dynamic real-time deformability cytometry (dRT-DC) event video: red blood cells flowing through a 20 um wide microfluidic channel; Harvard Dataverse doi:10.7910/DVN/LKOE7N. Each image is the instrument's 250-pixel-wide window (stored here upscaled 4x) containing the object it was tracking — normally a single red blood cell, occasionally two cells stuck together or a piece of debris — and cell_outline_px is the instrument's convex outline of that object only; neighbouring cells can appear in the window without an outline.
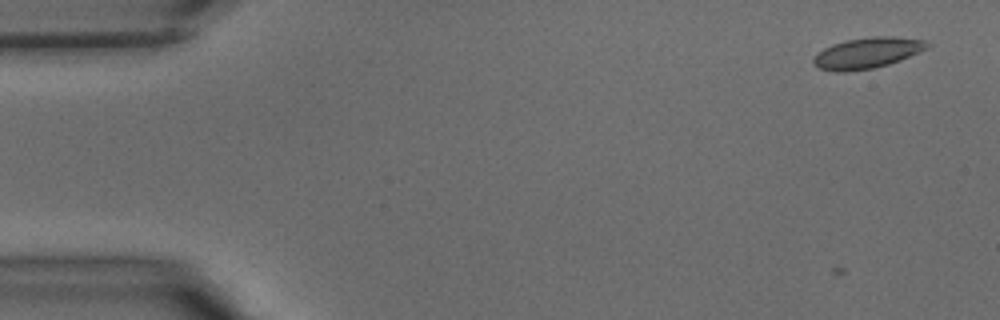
{"species": "common noctule bat (a hibernating species)", "species_latin": "Nyctalus noctula", "temperature_condition": "warm", "stored_images_in_passage": 41, "camera_frame_rate_fps": 3000, "um_per_image_px": 0.085, "animal": {"sex": "male", "body_mass_g": 15.6}, "frame": {"image": 1, "passage_image": 2, "time_ms": 0.333, "image_size_px": [1000, 320], "cell_outline_px": [[932, 44], [928, 48], [920, 52], [900, 60], [888, 64], [872, 68], [844, 72], [836, 72], [820, 68], [812, 64], [812, 56], [816, 52], [832, 44], [848, 40], [872, 36], [892, 36], [924, 40]], "centroid_in_image_um": [73.69, 4.5], "position_along_channel_um": 11.3, "area_um2": 20.58}}
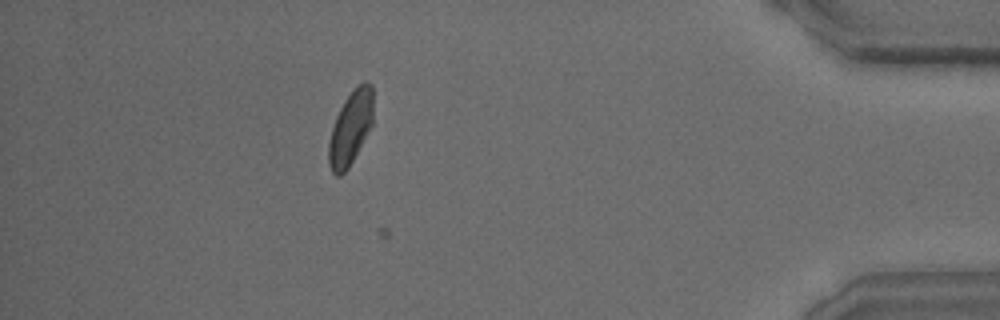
{"frame": {"image": 2, "passage_image": 36, "time_ms": 11.667, "image_size_px": [1000, 320], "cell_outline_px": [[372, 124], [348, 168], [340, 176], [336, 176], [332, 172], [328, 164], [328, 144], [332, 128], [336, 116], [344, 100], [352, 88], [356, 84], [364, 80], [368, 80], [372, 84]], "centroid_in_image_um": [29.78, 10.82], "position_along_channel_um": 405.4, "area_um2": 19.19}}